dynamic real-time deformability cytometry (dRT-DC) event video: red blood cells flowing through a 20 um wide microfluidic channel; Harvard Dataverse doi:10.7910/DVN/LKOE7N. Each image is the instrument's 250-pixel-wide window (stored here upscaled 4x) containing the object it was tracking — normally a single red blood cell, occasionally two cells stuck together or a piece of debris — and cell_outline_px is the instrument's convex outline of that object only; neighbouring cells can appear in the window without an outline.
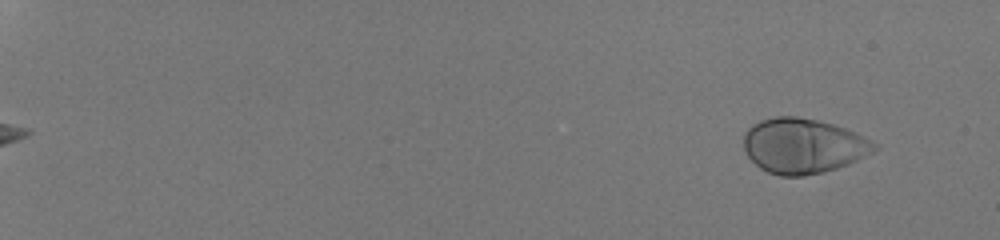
{"species": "human", "species_latin": "Homo sapiens", "temperature_condition": "room temperature", "stored_images_in_passage": 54, "camera_frame_rate_fps": 3000, "um_per_image_px": 0.085, "donor": {"sex": "male"}, "frame": {"image": 1, "passage_image": 5, "time_ms": 1.333, "image_size_px": [1000, 240], "cell_outline_px": [[880, 148], [848, 164], [824, 172], [804, 176], [780, 176], [768, 172], [760, 168], [748, 156], [744, 148], [744, 132], [752, 124], [760, 120], [776, 116], [796, 116], [816, 120], [832, 124], [856, 132], [880, 144]], "centroid_in_image_um": [68.28, 12.39], "position_along_channel_um": 16.7, "area_um2": 42.08}}
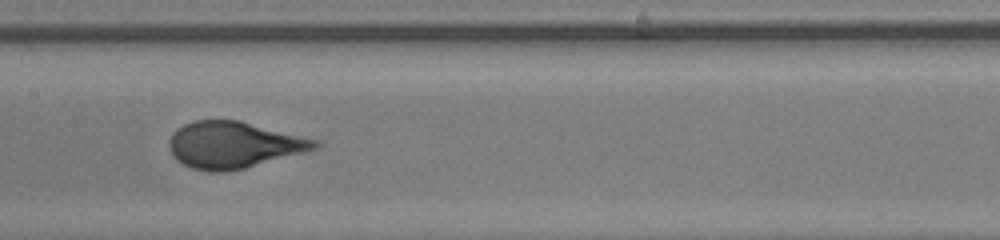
{"frame": {"image": 2, "passage_image": 33, "time_ms": 10.667, "image_size_px": [1000, 240], "cell_outline_px": [[324, 144], [320, 148], [244, 168], [224, 172], [208, 172], [192, 168], [176, 160], [172, 156], [168, 148], [168, 140], [172, 132], [176, 128], [184, 124], [196, 120], [240, 120], [320, 140]], "centroid_in_image_um": [19.87, 12.31], "position_along_channel_um": 187.5, "area_um2": 40.06}}
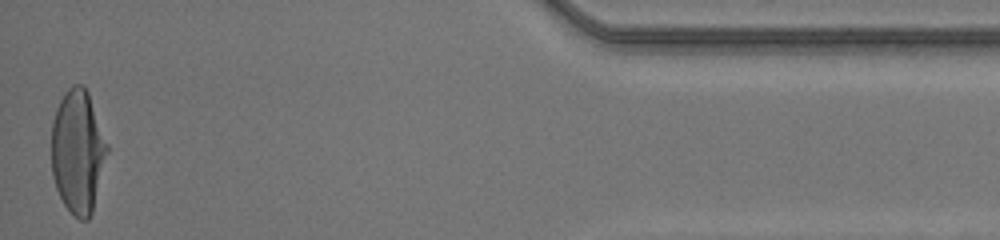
{"frame": {"image": 3, "passage_image": 54, "time_ms": 17.667, "image_size_px": [1000, 240], "cell_outline_px": [[108, 152], [92, 212], [88, 220], [80, 220], [64, 204], [56, 188], [52, 176], [52, 124], [56, 108], [64, 92], [72, 84], [84, 84], [88, 92], [108, 144]], "centroid_in_image_um": [6.62, 12.85], "position_along_channel_um": 428.6, "area_um2": 40.0}, "authors_computed_cell_mechanics": {"area_um2": 40.1132, "velocity_mm_per_s": 4.2097, "shape_relaxation_time_tau1_ms": 3.8139, "shape_relaxation_time_tau2_ms": null, "deformation_change_tau1": 0.2224, "deformation_change_tau2": null}}